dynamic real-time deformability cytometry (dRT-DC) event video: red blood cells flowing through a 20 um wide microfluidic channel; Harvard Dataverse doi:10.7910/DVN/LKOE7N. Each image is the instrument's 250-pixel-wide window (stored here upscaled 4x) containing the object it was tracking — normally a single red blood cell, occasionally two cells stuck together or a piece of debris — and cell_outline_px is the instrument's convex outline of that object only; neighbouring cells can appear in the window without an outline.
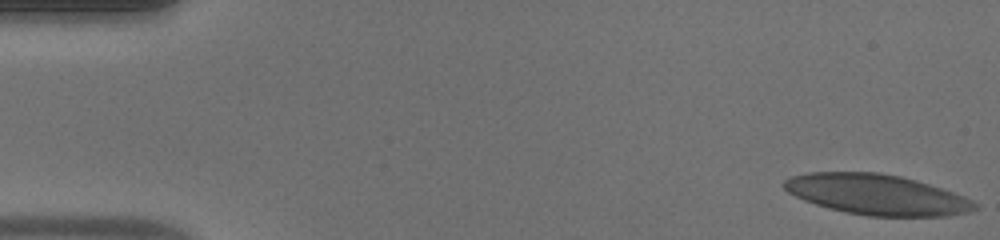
{"species": "human", "species_latin": "Homo sapiens", "temperature_condition": "warm", "stored_images_in_passage": 17, "camera_frame_rate_fps": 3000, "um_per_image_px": 0.085, "donor": {"sex": "male"}, "frame": {"image": 1, "passage_image": 1, "time_ms": 0.0, "image_size_px": [1000, 240], "cell_outline_px": [[976, 208], [968, 212], [948, 216], [868, 216], [848, 212], [816, 204], [804, 200], [788, 192], [784, 188], [784, 180], [792, 176], [808, 172], [876, 172], [900, 176], [916, 180], [964, 196], [972, 200], [976, 204]], "centroid_in_image_um": [74.52, 16.53], "position_along_channel_um": 10.5, "area_um2": 44.45}}
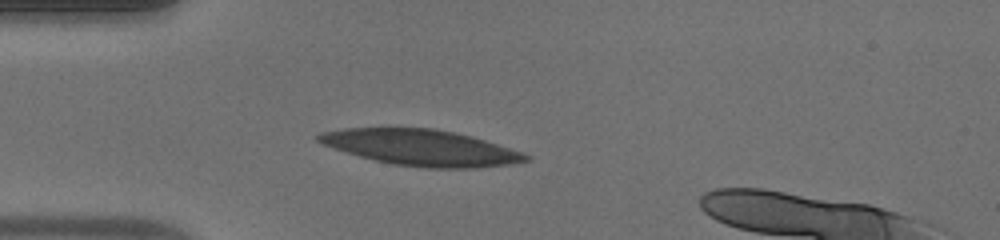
{"frame": {"image": 2, "passage_image": 13, "time_ms": 4.0, "image_size_px": [1000, 240], "cell_outline_px": [[528, 160], [508, 164], [468, 168], [428, 168], [392, 164], [360, 156], [324, 144], [316, 140], [316, 136], [320, 132], [344, 128], [432, 128], [472, 136], [520, 152], [528, 156]], "centroid_in_image_um": [35.74, 12.54], "position_along_channel_um": 49.3, "area_um2": 42.54}}